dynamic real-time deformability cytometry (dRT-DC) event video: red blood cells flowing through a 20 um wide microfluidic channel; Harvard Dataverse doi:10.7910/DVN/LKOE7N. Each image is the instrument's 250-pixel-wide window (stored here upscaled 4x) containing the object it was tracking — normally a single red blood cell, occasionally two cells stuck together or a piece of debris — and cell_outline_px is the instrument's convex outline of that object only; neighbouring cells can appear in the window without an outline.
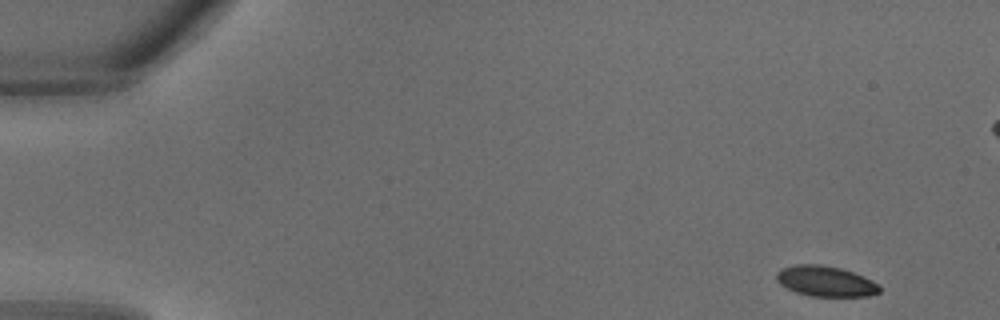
{"species": "common noctule bat (a hibernating species)", "species_latin": "Nyctalus noctula", "temperature_condition": "warm", "stored_images_in_passage": 33, "camera_frame_rate_fps": 3000, "um_per_image_px": 0.085, "animal": {"sex": "male", "body_mass_g": 18.8}, "frame": {"image": 1, "passage_image": 1, "time_ms": 0.0, "image_size_px": [1000, 320], "cell_outline_px": [[880, 292], [868, 296], [808, 296], [796, 292], [780, 284], [776, 280], [776, 272], [780, 268], [796, 264], [820, 264], [840, 268], [864, 276], [872, 280], [880, 288]], "centroid_in_image_um": [70.14, 23.9], "position_along_channel_um": 14.9, "area_um2": 18.32}}
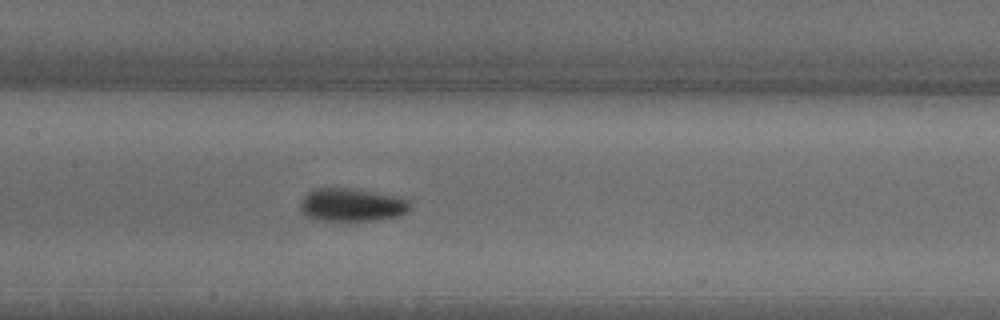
{"frame": {"image": 2, "passage_image": 15, "time_ms": 4.667, "image_size_px": [1000, 320], "cell_outline_px": [[408, 208], [404, 212], [396, 216], [376, 220], [312, 220], [300, 208], [300, 200], [312, 188], [352, 188], [404, 196], [408, 200]], "centroid_in_image_um": [29.88, 17.39], "position_along_channel_um": 177.5, "area_um2": 21.21}}
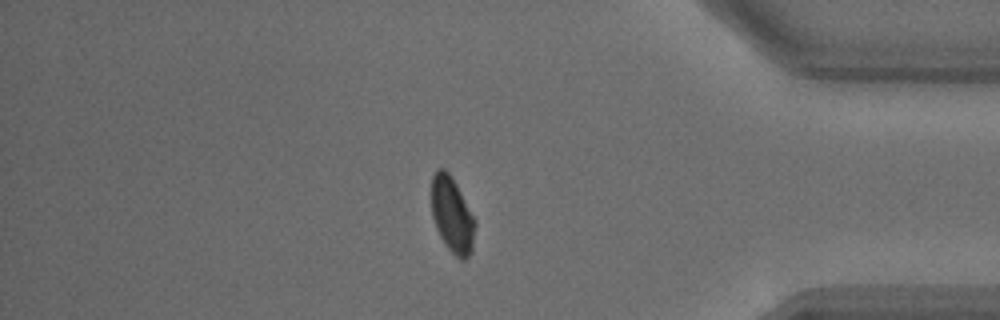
{"frame": {"image": 3, "passage_image": 27, "time_ms": 8.667, "image_size_px": [1000, 320], "cell_outline_px": [[476, 224], [472, 252], [464, 260], [460, 260], [444, 244], [436, 228], [432, 216], [432, 176], [436, 168], [444, 168], [452, 176], [476, 220]], "centroid_in_image_um": [38.44, 18.27], "position_along_channel_um": 396.8, "area_um2": 19.42}}